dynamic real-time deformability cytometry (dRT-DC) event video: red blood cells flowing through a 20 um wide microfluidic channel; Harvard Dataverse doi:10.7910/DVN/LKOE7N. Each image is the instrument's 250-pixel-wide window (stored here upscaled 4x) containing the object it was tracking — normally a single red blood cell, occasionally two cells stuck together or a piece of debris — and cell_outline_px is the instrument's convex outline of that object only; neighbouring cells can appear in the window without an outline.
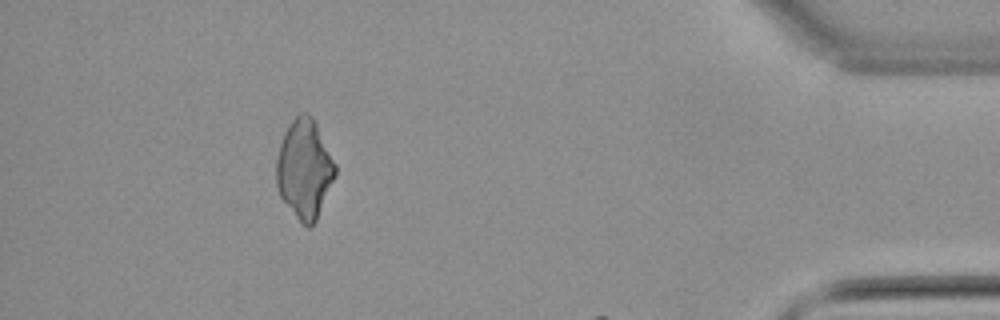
{"species": "common noctule bat (a hibernating species)", "species_latin": "Nyctalus noctula", "temperature_condition": "warm", "stored_images_in_passage": 54, "segment_of_instrument_passage": [3, 3], "camera_frame_rate_fps": 3000, "um_per_image_px": 0.085, "animal": {"sex": "male", "body_mass_g": 21.5, "forearm_length_mm": 52.0}, "frame": {"image": 1, "passage_image": 49, "time_ms": 16.0, "image_size_px": [1000, 320], "cell_outline_px": [[336, 176], [316, 220], [308, 228], [300, 224], [280, 196], [276, 184], [276, 160], [280, 144], [284, 132], [288, 124], [300, 112], [308, 112], [316, 120], [336, 164]], "centroid_in_image_um": [25.88, 14.34], "position_along_channel_um": 409.3, "area_um2": 34.45}}